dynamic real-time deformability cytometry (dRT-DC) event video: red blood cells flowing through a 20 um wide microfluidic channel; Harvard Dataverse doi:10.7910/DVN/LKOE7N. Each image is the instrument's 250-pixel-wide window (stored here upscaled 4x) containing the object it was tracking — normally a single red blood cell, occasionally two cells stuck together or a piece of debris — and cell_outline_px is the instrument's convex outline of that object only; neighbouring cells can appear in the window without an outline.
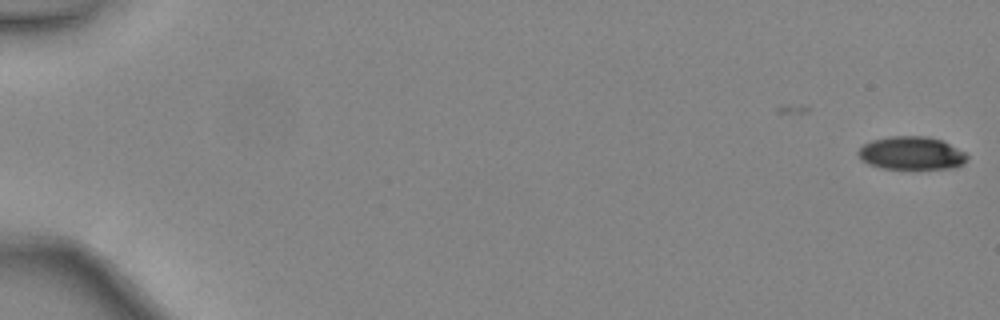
{"species": "common noctule bat (a hibernating species)", "species_latin": "Nyctalus noctula", "temperature_condition": "warm", "stored_images_in_passage": 3, "camera_frame_rate_fps": 3000, "um_per_image_px": 0.085, "animal": {"sex": "female", "body_mass_g": 24.6, "forearm_length_mm": 56.2}, "frame": {"image": 1, "passage_image": 3, "time_ms": 0.667, "image_size_px": [1000, 320], "cell_outline_px": [[968, 160], [964, 164], [956, 168], [880, 168], [868, 164], [860, 160], [856, 152], [864, 144], [872, 140], [888, 136], [928, 136], [940, 140], [964, 152], [968, 156]], "centroid_in_image_um": [77.44, 13.02], "position_along_channel_um": 7.6, "area_um2": 21.04}}